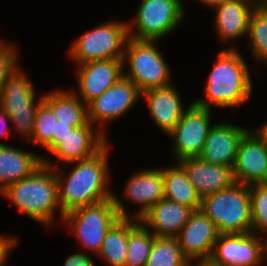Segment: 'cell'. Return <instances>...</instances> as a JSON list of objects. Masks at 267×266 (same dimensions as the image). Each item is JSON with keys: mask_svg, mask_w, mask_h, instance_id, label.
Instances as JSON below:
<instances>
[{"mask_svg": "<svg viewBox=\"0 0 267 266\" xmlns=\"http://www.w3.org/2000/svg\"><path fill=\"white\" fill-rule=\"evenodd\" d=\"M108 143L93 157L73 162L75 168L64 179V172L59 164L43 158V163L53 167L58 182L60 217L63 220L65 213L78 207L102 202L113 197L108 188L109 164ZM60 169V171H59ZM65 180V181H64ZM64 181V183H63Z\"/></svg>", "mask_w": 267, "mask_h": 266, "instance_id": "cell-1", "label": "cell"}, {"mask_svg": "<svg viewBox=\"0 0 267 266\" xmlns=\"http://www.w3.org/2000/svg\"><path fill=\"white\" fill-rule=\"evenodd\" d=\"M249 68L238 49L232 47L218 53L214 67L208 76L204 99L193 101L202 108H233L244 104L251 97L252 80ZM212 104V105H211Z\"/></svg>", "mask_w": 267, "mask_h": 266, "instance_id": "cell-2", "label": "cell"}, {"mask_svg": "<svg viewBox=\"0 0 267 266\" xmlns=\"http://www.w3.org/2000/svg\"><path fill=\"white\" fill-rule=\"evenodd\" d=\"M0 195H4L19 212L32 220L49 226L59 204L58 182L53 167L44 163L27 178L8 185Z\"/></svg>", "mask_w": 267, "mask_h": 266, "instance_id": "cell-3", "label": "cell"}, {"mask_svg": "<svg viewBox=\"0 0 267 266\" xmlns=\"http://www.w3.org/2000/svg\"><path fill=\"white\" fill-rule=\"evenodd\" d=\"M219 234L252 232L250 186L233 183L229 188L202 199L200 208Z\"/></svg>", "mask_w": 267, "mask_h": 266, "instance_id": "cell-4", "label": "cell"}, {"mask_svg": "<svg viewBox=\"0 0 267 266\" xmlns=\"http://www.w3.org/2000/svg\"><path fill=\"white\" fill-rule=\"evenodd\" d=\"M120 218L131 216L114 193L111 199L78 207L63 216L76 238L95 254L99 253L105 234Z\"/></svg>", "mask_w": 267, "mask_h": 266, "instance_id": "cell-5", "label": "cell"}, {"mask_svg": "<svg viewBox=\"0 0 267 266\" xmlns=\"http://www.w3.org/2000/svg\"><path fill=\"white\" fill-rule=\"evenodd\" d=\"M155 43L130 37L126 43L122 61L128 62L129 73L123 76L133 81L141 93L171 84L169 66Z\"/></svg>", "mask_w": 267, "mask_h": 266, "instance_id": "cell-6", "label": "cell"}, {"mask_svg": "<svg viewBox=\"0 0 267 266\" xmlns=\"http://www.w3.org/2000/svg\"><path fill=\"white\" fill-rule=\"evenodd\" d=\"M184 13L181 0H141L135 19L128 23V35L158 42L179 26Z\"/></svg>", "mask_w": 267, "mask_h": 266, "instance_id": "cell-7", "label": "cell"}, {"mask_svg": "<svg viewBox=\"0 0 267 266\" xmlns=\"http://www.w3.org/2000/svg\"><path fill=\"white\" fill-rule=\"evenodd\" d=\"M128 24L112 21L85 32L73 42L69 56L78 64L105 59H123Z\"/></svg>", "mask_w": 267, "mask_h": 266, "instance_id": "cell-8", "label": "cell"}, {"mask_svg": "<svg viewBox=\"0 0 267 266\" xmlns=\"http://www.w3.org/2000/svg\"><path fill=\"white\" fill-rule=\"evenodd\" d=\"M23 69L16 70L3 84L0 107L9 115L11 123L27 139L31 140L34 117L42 97L35 102V90Z\"/></svg>", "mask_w": 267, "mask_h": 266, "instance_id": "cell-9", "label": "cell"}, {"mask_svg": "<svg viewBox=\"0 0 267 266\" xmlns=\"http://www.w3.org/2000/svg\"><path fill=\"white\" fill-rule=\"evenodd\" d=\"M256 233L219 234L211 258V266H259L267 260L264 242ZM266 258V259H265Z\"/></svg>", "mask_w": 267, "mask_h": 266, "instance_id": "cell-10", "label": "cell"}, {"mask_svg": "<svg viewBox=\"0 0 267 266\" xmlns=\"http://www.w3.org/2000/svg\"><path fill=\"white\" fill-rule=\"evenodd\" d=\"M210 112V109L199 107L191 102L180 121L168 134L175 140L172 153L177 162L200 156L206 137L213 126L210 125Z\"/></svg>", "mask_w": 267, "mask_h": 266, "instance_id": "cell-11", "label": "cell"}, {"mask_svg": "<svg viewBox=\"0 0 267 266\" xmlns=\"http://www.w3.org/2000/svg\"><path fill=\"white\" fill-rule=\"evenodd\" d=\"M141 95L135 83L123 76L88 104V120L91 124L100 123L102 127L127 113Z\"/></svg>", "mask_w": 267, "mask_h": 266, "instance_id": "cell-12", "label": "cell"}, {"mask_svg": "<svg viewBox=\"0 0 267 266\" xmlns=\"http://www.w3.org/2000/svg\"><path fill=\"white\" fill-rule=\"evenodd\" d=\"M219 233L214 222L201 210H195L181 229L177 239L185 256L192 263L208 262Z\"/></svg>", "mask_w": 267, "mask_h": 266, "instance_id": "cell-13", "label": "cell"}, {"mask_svg": "<svg viewBox=\"0 0 267 266\" xmlns=\"http://www.w3.org/2000/svg\"><path fill=\"white\" fill-rule=\"evenodd\" d=\"M233 178L236 183L249 186L267 183V144L251 129L240 141Z\"/></svg>", "mask_w": 267, "mask_h": 266, "instance_id": "cell-14", "label": "cell"}, {"mask_svg": "<svg viewBox=\"0 0 267 266\" xmlns=\"http://www.w3.org/2000/svg\"><path fill=\"white\" fill-rule=\"evenodd\" d=\"M79 66L76 75L79 99L87 105L123 77L125 69L122 59L96 60Z\"/></svg>", "mask_w": 267, "mask_h": 266, "instance_id": "cell-15", "label": "cell"}, {"mask_svg": "<svg viewBox=\"0 0 267 266\" xmlns=\"http://www.w3.org/2000/svg\"><path fill=\"white\" fill-rule=\"evenodd\" d=\"M249 130L250 128L226 122L213 125L199 158L209 164L224 165L233 169L240 141Z\"/></svg>", "mask_w": 267, "mask_h": 266, "instance_id": "cell-16", "label": "cell"}, {"mask_svg": "<svg viewBox=\"0 0 267 266\" xmlns=\"http://www.w3.org/2000/svg\"><path fill=\"white\" fill-rule=\"evenodd\" d=\"M93 127L88 122L85 126L75 128L50 153L63 165L93 157L108 143L105 128L94 130Z\"/></svg>", "mask_w": 267, "mask_h": 266, "instance_id": "cell-17", "label": "cell"}, {"mask_svg": "<svg viewBox=\"0 0 267 266\" xmlns=\"http://www.w3.org/2000/svg\"><path fill=\"white\" fill-rule=\"evenodd\" d=\"M194 210L191 207L163 198L139 220L158 237L177 238Z\"/></svg>", "mask_w": 267, "mask_h": 266, "instance_id": "cell-18", "label": "cell"}, {"mask_svg": "<svg viewBox=\"0 0 267 266\" xmlns=\"http://www.w3.org/2000/svg\"><path fill=\"white\" fill-rule=\"evenodd\" d=\"M178 163L186 171L201 199L235 183L231 167L209 164L199 157L186 158Z\"/></svg>", "mask_w": 267, "mask_h": 266, "instance_id": "cell-19", "label": "cell"}, {"mask_svg": "<svg viewBox=\"0 0 267 266\" xmlns=\"http://www.w3.org/2000/svg\"><path fill=\"white\" fill-rule=\"evenodd\" d=\"M142 95L147 99L151 118L168 135L185 112L177 90L169 84L147 90Z\"/></svg>", "mask_w": 267, "mask_h": 266, "instance_id": "cell-20", "label": "cell"}, {"mask_svg": "<svg viewBox=\"0 0 267 266\" xmlns=\"http://www.w3.org/2000/svg\"><path fill=\"white\" fill-rule=\"evenodd\" d=\"M123 194L138 204L135 219H140L153 205L164 198V180L162 169L140 170L131 176Z\"/></svg>", "mask_w": 267, "mask_h": 266, "instance_id": "cell-21", "label": "cell"}, {"mask_svg": "<svg viewBox=\"0 0 267 266\" xmlns=\"http://www.w3.org/2000/svg\"><path fill=\"white\" fill-rule=\"evenodd\" d=\"M231 0L215 7V26L225 41L247 36L251 13L258 4L252 0Z\"/></svg>", "mask_w": 267, "mask_h": 266, "instance_id": "cell-22", "label": "cell"}, {"mask_svg": "<svg viewBox=\"0 0 267 266\" xmlns=\"http://www.w3.org/2000/svg\"><path fill=\"white\" fill-rule=\"evenodd\" d=\"M43 158L10 145L0 146V193L10 184L30 176Z\"/></svg>", "mask_w": 267, "mask_h": 266, "instance_id": "cell-23", "label": "cell"}, {"mask_svg": "<svg viewBox=\"0 0 267 266\" xmlns=\"http://www.w3.org/2000/svg\"><path fill=\"white\" fill-rule=\"evenodd\" d=\"M77 92L53 90L45 93L43 101L52 109L57 120L78 128L85 126L88 120V105L82 102Z\"/></svg>", "mask_w": 267, "mask_h": 266, "instance_id": "cell-24", "label": "cell"}, {"mask_svg": "<svg viewBox=\"0 0 267 266\" xmlns=\"http://www.w3.org/2000/svg\"><path fill=\"white\" fill-rule=\"evenodd\" d=\"M176 166L163 168L164 198L191 207L194 211L201 208L202 199L195 186L190 182L184 168Z\"/></svg>", "mask_w": 267, "mask_h": 266, "instance_id": "cell-25", "label": "cell"}, {"mask_svg": "<svg viewBox=\"0 0 267 266\" xmlns=\"http://www.w3.org/2000/svg\"><path fill=\"white\" fill-rule=\"evenodd\" d=\"M128 218L127 259L125 266H145L155 235L139 219Z\"/></svg>", "mask_w": 267, "mask_h": 266, "instance_id": "cell-26", "label": "cell"}, {"mask_svg": "<svg viewBox=\"0 0 267 266\" xmlns=\"http://www.w3.org/2000/svg\"><path fill=\"white\" fill-rule=\"evenodd\" d=\"M128 218H120L105 234L98 255L110 266H125L127 259Z\"/></svg>", "mask_w": 267, "mask_h": 266, "instance_id": "cell-27", "label": "cell"}, {"mask_svg": "<svg viewBox=\"0 0 267 266\" xmlns=\"http://www.w3.org/2000/svg\"><path fill=\"white\" fill-rule=\"evenodd\" d=\"M145 266H191L177 238L155 236Z\"/></svg>", "mask_w": 267, "mask_h": 266, "instance_id": "cell-28", "label": "cell"}, {"mask_svg": "<svg viewBox=\"0 0 267 266\" xmlns=\"http://www.w3.org/2000/svg\"><path fill=\"white\" fill-rule=\"evenodd\" d=\"M247 37L252 56L267 63V4H257L253 9Z\"/></svg>", "mask_w": 267, "mask_h": 266, "instance_id": "cell-29", "label": "cell"}, {"mask_svg": "<svg viewBox=\"0 0 267 266\" xmlns=\"http://www.w3.org/2000/svg\"><path fill=\"white\" fill-rule=\"evenodd\" d=\"M56 121L57 118L52 109L42 101L36 109L32 141L49 153L52 151V136L55 134Z\"/></svg>", "mask_w": 267, "mask_h": 266, "instance_id": "cell-30", "label": "cell"}, {"mask_svg": "<svg viewBox=\"0 0 267 266\" xmlns=\"http://www.w3.org/2000/svg\"><path fill=\"white\" fill-rule=\"evenodd\" d=\"M250 198L252 232L261 231L267 237V183L250 185Z\"/></svg>", "mask_w": 267, "mask_h": 266, "instance_id": "cell-31", "label": "cell"}, {"mask_svg": "<svg viewBox=\"0 0 267 266\" xmlns=\"http://www.w3.org/2000/svg\"><path fill=\"white\" fill-rule=\"evenodd\" d=\"M15 48L13 44L0 41V92L6 79L19 69L18 51Z\"/></svg>", "mask_w": 267, "mask_h": 266, "instance_id": "cell-32", "label": "cell"}, {"mask_svg": "<svg viewBox=\"0 0 267 266\" xmlns=\"http://www.w3.org/2000/svg\"><path fill=\"white\" fill-rule=\"evenodd\" d=\"M18 243L16 237L6 236L0 234V266H5L6 259H8V255L10 250L13 249Z\"/></svg>", "mask_w": 267, "mask_h": 266, "instance_id": "cell-33", "label": "cell"}, {"mask_svg": "<svg viewBox=\"0 0 267 266\" xmlns=\"http://www.w3.org/2000/svg\"><path fill=\"white\" fill-rule=\"evenodd\" d=\"M75 128L76 127L70 125L69 123H64L57 120L55 122V134L52 136V150Z\"/></svg>", "mask_w": 267, "mask_h": 266, "instance_id": "cell-34", "label": "cell"}, {"mask_svg": "<svg viewBox=\"0 0 267 266\" xmlns=\"http://www.w3.org/2000/svg\"><path fill=\"white\" fill-rule=\"evenodd\" d=\"M64 266H94V263L90 256L80 252L70 255L65 260Z\"/></svg>", "mask_w": 267, "mask_h": 266, "instance_id": "cell-35", "label": "cell"}, {"mask_svg": "<svg viewBox=\"0 0 267 266\" xmlns=\"http://www.w3.org/2000/svg\"><path fill=\"white\" fill-rule=\"evenodd\" d=\"M7 122H11L9 115L0 107V138L6 136V134L11 133V130L7 129ZM6 144L0 143V146H5Z\"/></svg>", "mask_w": 267, "mask_h": 266, "instance_id": "cell-36", "label": "cell"}, {"mask_svg": "<svg viewBox=\"0 0 267 266\" xmlns=\"http://www.w3.org/2000/svg\"><path fill=\"white\" fill-rule=\"evenodd\" d=\"M252 129V132L255 133L263 142L267 144V122L264 123L257 130Z\"/></svg>", "mask_w": 267, "mask_h": 266, "instance_id": "cell-37", "label": "cell"}, {"mask_svg": "<svg viewBox=\"0 0 267 266\" xmlns=\"http://www.w3.org/2000/svg\"><path fill=\"white\" fill-rule=\"evenodd\" d=\"M199 1L207 5L208 7L215 8L216 6L224 4L225 2H228L231 0H199Z\"/></svg>", "mask_w": 267, "mask_h": 266, "instance_id": "cell-38", "label": "cell"}, {"mask_svg": "<svg viewBox=\"0 0 267 266\" xmlns=\"http://www.w3.org/2000/svg\"><path fill=\"white\" fill-rule=\"evenodd\" d=\"M191 266H193V264ZM194 266H211V265L208 262H203V263H198L197 262V264L195 262V265Z\"/></svg>", "mask_w": 267, "mask_h": 266, "instance_id": "cell-39", "label": "cell"}, {"mask_svg": "<svg viewBox=\"0 0 267 266\" xmlns=\"http://www.w3.org/2000/svg\"><path fill=\"white\" fill-rule=\"evenodd\" d=\"M256 1L258 4H267V0H254Z\"/></svg>", "mask_w": 267, "mask_h": 266, "instance_id": "cell-40", "label": "cell"}]
</instances>
